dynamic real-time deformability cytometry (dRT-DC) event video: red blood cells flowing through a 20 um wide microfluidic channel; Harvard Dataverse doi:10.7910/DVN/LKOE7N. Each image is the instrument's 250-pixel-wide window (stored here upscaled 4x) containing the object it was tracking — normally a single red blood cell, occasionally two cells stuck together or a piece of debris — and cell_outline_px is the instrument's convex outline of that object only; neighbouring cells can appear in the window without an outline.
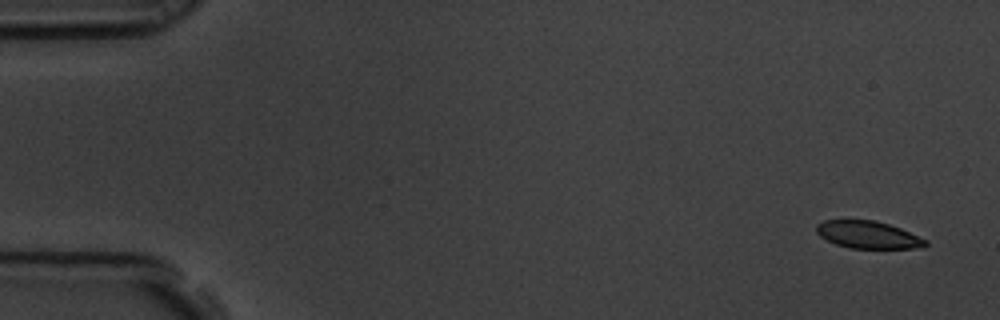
{"species": "common noctule bat (a hibernating species)", "species_latin": "Nyctalus noctula", "temperature_condition": "room temperature", "stored_images_in_passage": 8, "camera_frame_rate_fps": 3000, "um_per_image_px": 0.085, "animal": {"sex": "male", "body_mass_g": 19.5, "forearm_length_mm": 54.6}, "frame": {"image": 1, "passage_image": 1, "time_ms": 0.0, "image_size_px": [1000, 320], "cell_outline_px": [[928, 244], [924, 248], [848, 248], [836, 244], [820, 236], [816, 232], [816, 224], [824, 220], [876, 220], [900, 228], [928, 240]], "centroid_in_image_um": [73.8, 19.95], "position_along_channel_um": 11.2, "area_um2": 17.46}}
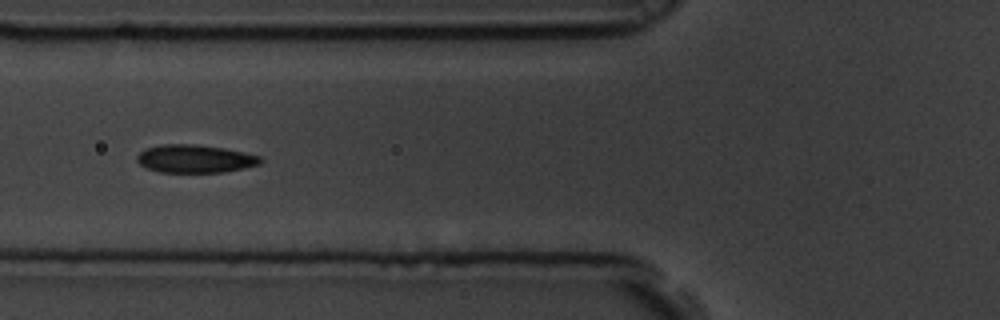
{"frame": {"image": 2, "passage_image": 7, "time_ms": 2.0, "image_size_px": [1000, 320], "cell_outline_px": [[264, 160], [260, 164], [244, 168], [224, 172], [160, 172], [148, 168], [140, 164], [136, 160], [136, 156], [144, 148], [160, 144], [196, 144], [224, 148], [244, 152], [260, 156]], "centroid_in_image_um": [16.57, 13.48], "position_along_channel_um": 109.2, "area_um2": 20.29}}
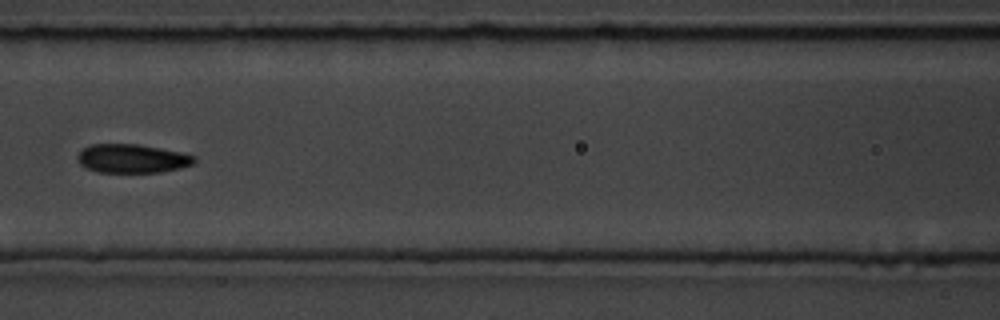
{"frame": {"image": 3, "passage_image": 8, "time_ms": 2.333, "image_size_px": [1000, 320], "cell_outline_px": [[196, 160], [192, 164], [180, 168], [160, 172], [96, 172], [80, 164], [76, 156], [88, 144], [140, 144], [180, 152], [196, 156]], "centroid_in_image_um": [11.22, 13.47], "position_along_channel_um": 155.4, "area_um2": 19.54}}